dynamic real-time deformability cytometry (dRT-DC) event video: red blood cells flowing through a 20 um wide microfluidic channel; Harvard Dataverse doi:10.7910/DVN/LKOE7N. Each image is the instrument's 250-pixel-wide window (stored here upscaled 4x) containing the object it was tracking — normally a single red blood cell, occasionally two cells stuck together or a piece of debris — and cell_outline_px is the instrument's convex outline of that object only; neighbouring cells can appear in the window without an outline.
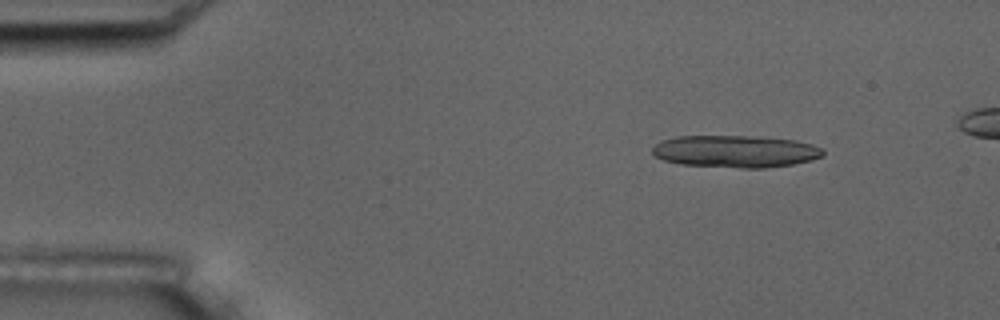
{"species": "common noctule bat (a hibernating species)", "species_latin": "Nyctalus noctula", "temperature_condition": "room temperature", "stored_images_in_passage": 5, "camera_frame_rate_fps": 3000, "um_per_image_px": 0.085, "animal": {"sex": "male", "body_mass_g": 17.5, "forearm_length_mm": 52.3}, "frame": {"image": 1, "passage_image": 2, "time_ms": 1.333, "image_size_px": [1000, 320], "cell_outline_px": [[824, 156], [812, 160], [792, 164], [764, 168], [740, 168], [680, 164], [664, 160], [656, 156], [652, 152], [652, 148], [656, 144], [664, 140], [676, 136], [744, 136], [796, 140], [820, 148], [824, 152]], "centroid_in_image_um": [62.5, 12.87], "position_along_channel_um": 22.5, "area_um2": 31.73}}